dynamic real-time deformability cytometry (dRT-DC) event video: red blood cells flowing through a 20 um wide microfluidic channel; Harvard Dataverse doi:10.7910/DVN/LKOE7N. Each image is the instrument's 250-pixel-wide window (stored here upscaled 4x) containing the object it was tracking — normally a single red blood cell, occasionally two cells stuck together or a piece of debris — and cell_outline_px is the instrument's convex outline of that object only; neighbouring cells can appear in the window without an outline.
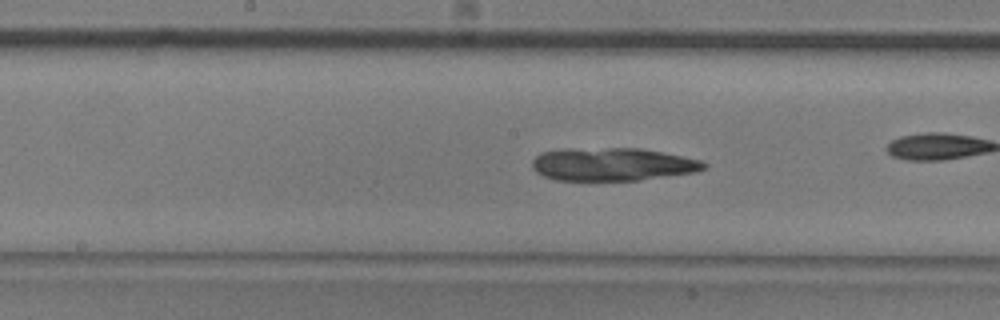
{"species": "common noctule bat (a hibernating species)", "species_latin": "Nyctalus noctula", "temperature_condition": "room temperature", "stored_images_in_passage": 39, "segment_of_instrument_passage": [1, 2], "camera_frame_rate_fps": 3000, "um_per_image_px": 0.085, "animal": {"sex": "male", "body_mass_g": 20.5, "forearm_length_mm": 52.5}, "frame": {"image": 1, "passage_image": 12, "time_ms": 3.667, "image_size_px": [1000, 320], "cell_outline_px": [[708, 164], [704, 168], [696, 172], [640, 180], [556, 180], [544, 176], [536, 172], [532, 168], [532, 160], [540, 152], [564, 148], [640, 148], [700, 160]], "centroid_in_image_um": [52.01, 13.96], "position_along_channel_um": 196.2, "area_um2": 33.06}}